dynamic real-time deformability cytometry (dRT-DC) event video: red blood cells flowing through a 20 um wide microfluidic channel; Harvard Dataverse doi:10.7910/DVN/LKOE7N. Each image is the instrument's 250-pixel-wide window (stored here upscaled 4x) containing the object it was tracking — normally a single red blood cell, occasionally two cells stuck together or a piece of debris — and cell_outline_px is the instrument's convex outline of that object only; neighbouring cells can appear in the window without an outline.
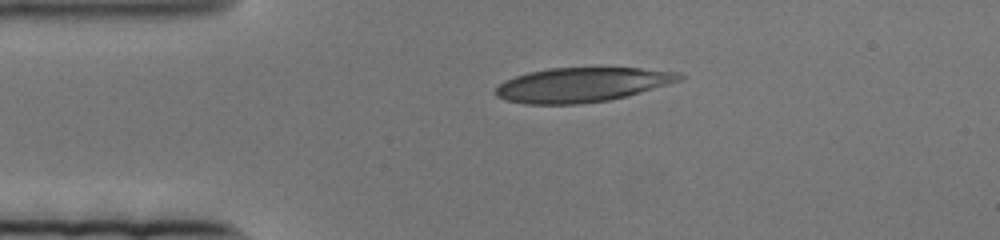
{"species": "human", "species_latin": "Homo sapiens", "temperature_condition": "cold", "stored_images_in_passage": 66, "camera_frame_rate_fps": 3000, "um_per_image_px": 0.085, "donor": {"sex": "female"}, "frame": {"image": 1, "passage_image": 1, "time_ms": 0.0, "image_size_px": [1000, 240], "cell_outline_px": [[684, 80], [628, 96], [608, 100], [580, 104], [524, 104], [504, 100], [496, 96], [492, 92], [504, 80], [528, 72], [548, 68], [640, 68], [680, 72], [684, 76]], "centroid_in_image_um": [49.47, 7.21], "position_along_channel_um": 35.5, "area_um2": 37.28}}
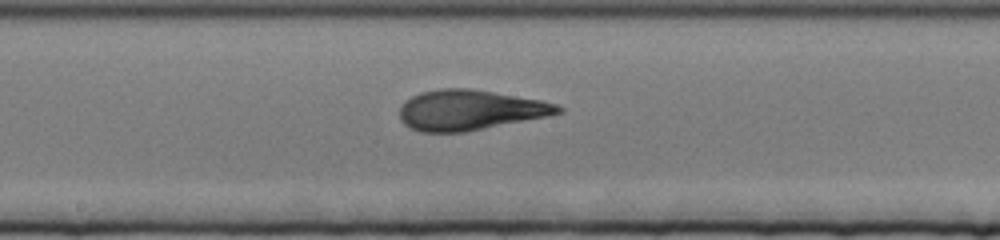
{"frame": {"image": 2, "passage_image": 26, "time_ms": 8.333, "image_size_px": [1000, 240], "cell_outline_px": [[564, 112], [548, 116], [464, 132], [420, 132], [408, 128], [400, 120], [400, 108], [404, 100], [420, 92], [440, 88], [468, 88], [540, 100], [556, 104], [564, 108]], "centroid_in_image_um": [39.9, 9.36], "position_along_channel_um": 208.3, "area_um2": 37.11}}
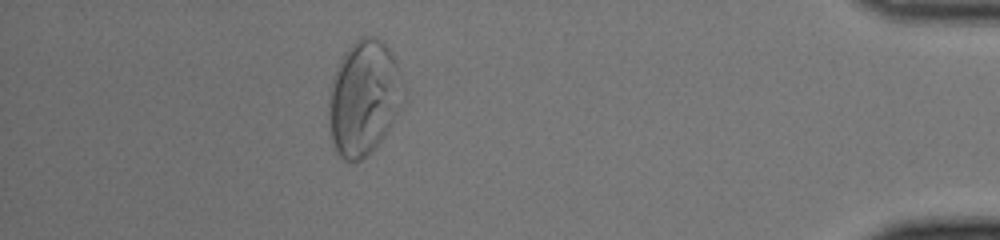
{"frame": {"image": 3, "passage_image": 57, "time_ms": 18.667, "image_size_px": [1000, 240], "cell_outline_px": [[408, 100], [384, 136], [368, 156], [356, 164], [344, 160], [336, 152], [332, 140], [328, 120], [328, 104], [332, 80], [336, 68], [344, 52], [360, 36], [376, 36], [392, 52], [396, 60], [404, 80], [408, 92]], "centroid_in_image_um": [30.99, 8.34], "position_along_channel_um": 404.2, "area_um2": 51.5}}